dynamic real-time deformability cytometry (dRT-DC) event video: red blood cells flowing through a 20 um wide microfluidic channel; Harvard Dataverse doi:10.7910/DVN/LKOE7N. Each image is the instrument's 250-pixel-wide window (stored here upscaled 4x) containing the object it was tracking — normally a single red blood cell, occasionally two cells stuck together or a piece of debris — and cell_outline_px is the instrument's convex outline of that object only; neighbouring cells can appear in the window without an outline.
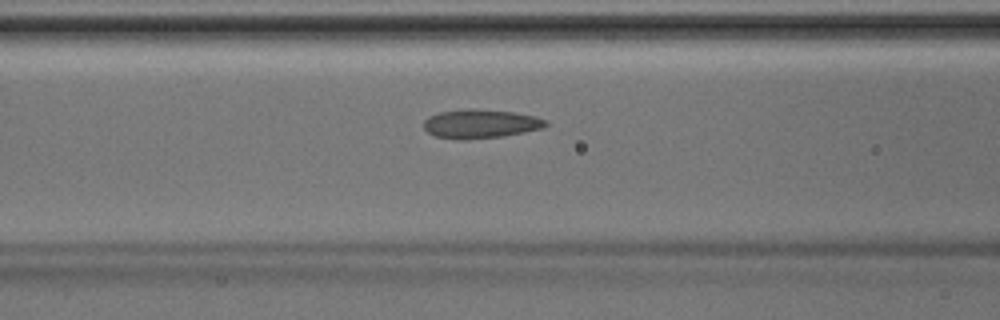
{"species": "Egyptian fruit bat (a non-hibernating species)", "species_latin": "Rousettus aegyptiacus", "temperature_condition": "room temperature", "stored_images_in_passage": 36, "camera_frame_rate_fps": 3000, "um_per_image_px": 0.085, "animal": {"sex": "male"}, "frame": {"image": 1, "passage_image": 9, "time_ms": 2.667, "image_size_px": [1000, 320], "cell_outline_px": [[548, 124], [544, 128], [524, 132], [500, 136], [436, 136], [428, 132], [424, 128], [424, 120], [428, 116], [440, 112], [512, 112], [536, 116], [548, 120]], "centroid_in_image_um": [40.95, 10.52], "position_along_channel_um": 125.6, "area_um2": 18.5}}
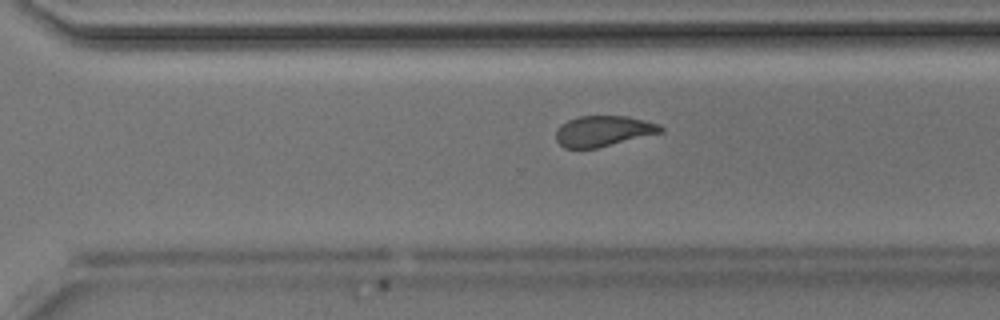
{"frame": {"image": 2, "passage_image": 22, "time_ms": 7.0, "image_size_px": [1000, 320], "cell_outline_px": [[664, 132], [596, 148], [564, 148], [556, 140], [556, 132], [560, 124], [568, 120], [580, 116], [628, 116], [660, 124], [664, 128]], "centroid_in_image_um": [51.3, 11.13], "position_along_channel_um": 319.3, "area_um2": 18.73}}
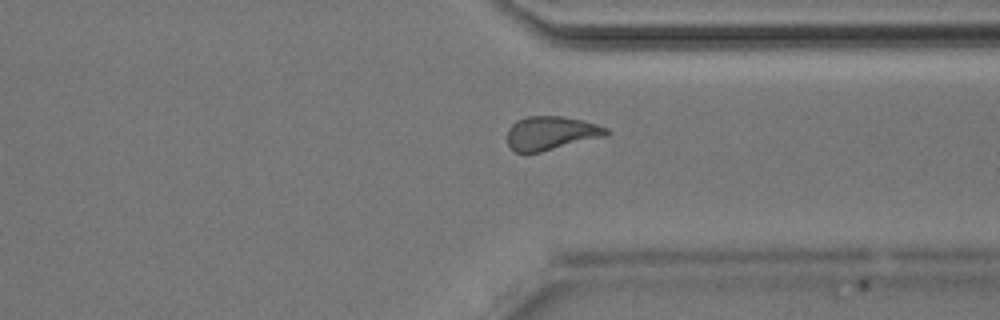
{"frame": {"image": 3, "passage_image": 25, "time_ms": 8.0, "image_size_px": [1000, 320], "cell_outline_px": [[608, 136], [540, 152], [516, 152], [508, 144], [508, 128], [516, 120], [528, 116], [564, 116], [584, 120], [608, 128]], "centroid_in_image_um": [46.87, 11.3], "position_along_channel_um": 364.5, "area_um2": 19.54}}